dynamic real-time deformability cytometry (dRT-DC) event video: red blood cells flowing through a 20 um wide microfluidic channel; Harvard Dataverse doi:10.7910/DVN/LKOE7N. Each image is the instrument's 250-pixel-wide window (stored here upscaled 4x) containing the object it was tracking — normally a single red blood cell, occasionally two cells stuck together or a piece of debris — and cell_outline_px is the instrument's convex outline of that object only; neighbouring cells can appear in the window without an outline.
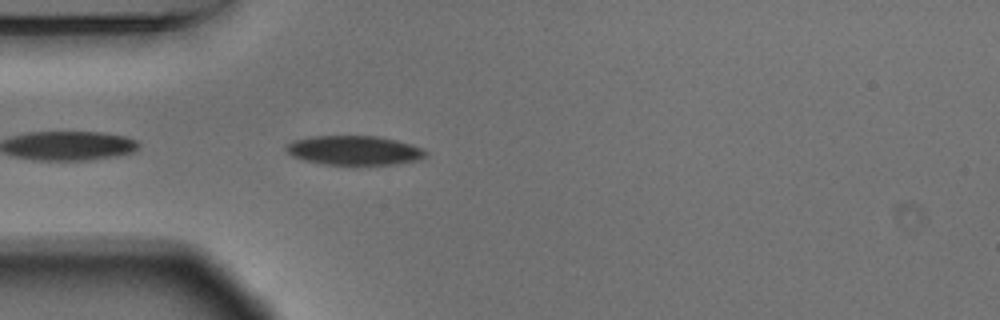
{"species": "Egyptian fruit bat (a non-hibernating species)", "species_latin": "Rousettus aegyptiacus", "temperature_condition": "warm", "stored_images_in_passage": 9, "camera_frame_rate_fps": 3000, "um_per_image_px": 0.085, "animal": {"sex": "male"}, "frame": {"image": 1, "passage_image": 2, "time_ms": 0.333, "image_size_px": [1000, 320], "cell_outline_px": [[428, 156], [420, 160], [396, 164], [324, 164], [304, 160], [292, 156], [284, 148], [292, 140], [312, 136], [380, 136], [412, 144], [424, 148], [428, 152]], "centroid_in_image_um": [30.16, 12.77], "position_along_channel_um": 54.8, "area_um2": 23.99}}
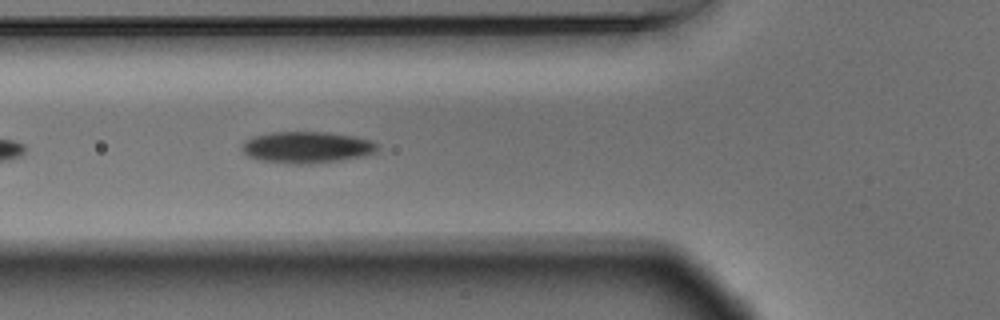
{"frame": {"image": 2, "passage_image": 6, "time_ms": 1.667, "image_size_px": [1000, 320], "cell_outline_px": [[380, 148], [376, 152], [364, 156], [340, 160], [300, 164], [296, 164], [260, 160], [248, 156], [240, 148], [244, 140], [252, 136], [272, 132], [328, 132], [356, 136], [372, 140]], "centroid_in_image_um": [26.08, 12.5], "position_along_channel_um": 99.7, "area_um2": 24.97}}